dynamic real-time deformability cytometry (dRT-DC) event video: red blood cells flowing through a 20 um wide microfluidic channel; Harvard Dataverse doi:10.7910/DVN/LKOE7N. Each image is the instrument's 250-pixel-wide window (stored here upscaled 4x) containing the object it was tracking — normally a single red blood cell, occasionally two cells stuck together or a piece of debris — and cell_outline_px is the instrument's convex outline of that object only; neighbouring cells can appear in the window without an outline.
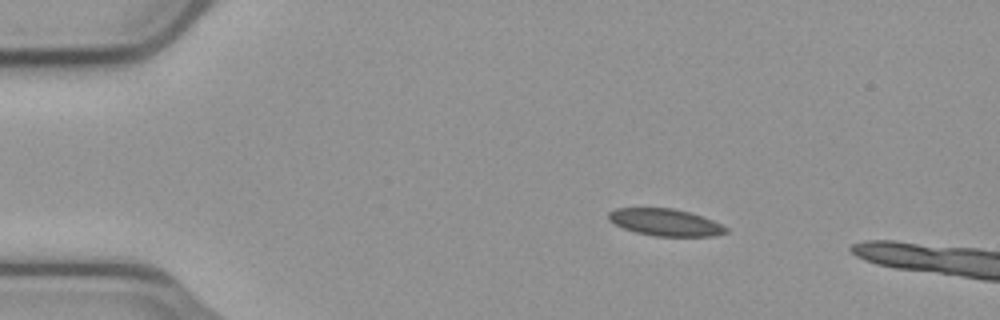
{"species": "common noctule bat (a hibernating species)", "species_latin": "Nyctalus noctula", "temperature_condition": "cold", "stored_images_in_passage": 4, "camera_frame_rate_fps": 3000, "um_per_image_px": 0.085, "animal": {"sex": "male", "body_mass_g": 23.1, "forearm_length_mm": 52.7}, "frame": {"image": 1, "passage_image": 1, "time_ms": 0.0, "image_size_px": [1000, 320], "cell_outline_px": [[728, 232], [712, 236], [656, 236], [636, 232], [624, 228], [608, 220], [608, 212], [616, 208], [672, 208], [688, 212], [712, 220], [728, 228]], "centroid_in_image_um": [56.53, 18.9], "position_along_channel_um": 28.5, "area_um2": 18.26}}